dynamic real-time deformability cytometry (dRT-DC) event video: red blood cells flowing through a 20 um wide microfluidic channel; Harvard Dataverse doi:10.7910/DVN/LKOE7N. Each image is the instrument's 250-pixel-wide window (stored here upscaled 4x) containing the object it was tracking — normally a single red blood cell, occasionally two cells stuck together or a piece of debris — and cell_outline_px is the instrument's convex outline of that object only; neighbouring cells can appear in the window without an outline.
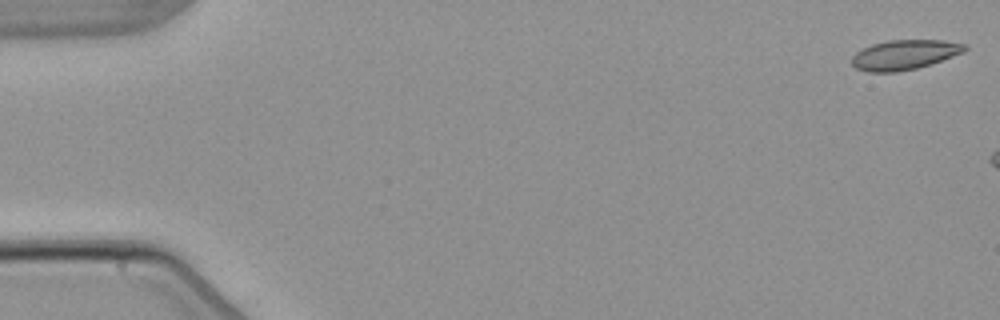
{"species": "common noctule bat (a hibernating species)", "species_latin": "Nyctalus noctula", "temperature_condition": "warm", "stored_images_in_passage": 3, "camera_frame_rate_fps": 3000, "um_per_image_px": 0.085, "animal": {"sex": "male", "body_mass_g": 21.5, "forearm_length_mm": 52.0}, "frame": {"image": 1, "passage_image": 1, "time_ms": 0.0, "image_size_px": [1000, 320], "cell_outline_px": [[968, 48], [964, 52], [932, 64], [916, 68], [896, 72], [868, 72], [856, 68], [852, 64], [852, 56], [856, 52], [872, 44], [888, 40], [944, 40], [968, 44]], "centroid_in_image_um": [76.91, 4.65], "position_along_channel_um": 8.1, "area_um2": 19.71}}